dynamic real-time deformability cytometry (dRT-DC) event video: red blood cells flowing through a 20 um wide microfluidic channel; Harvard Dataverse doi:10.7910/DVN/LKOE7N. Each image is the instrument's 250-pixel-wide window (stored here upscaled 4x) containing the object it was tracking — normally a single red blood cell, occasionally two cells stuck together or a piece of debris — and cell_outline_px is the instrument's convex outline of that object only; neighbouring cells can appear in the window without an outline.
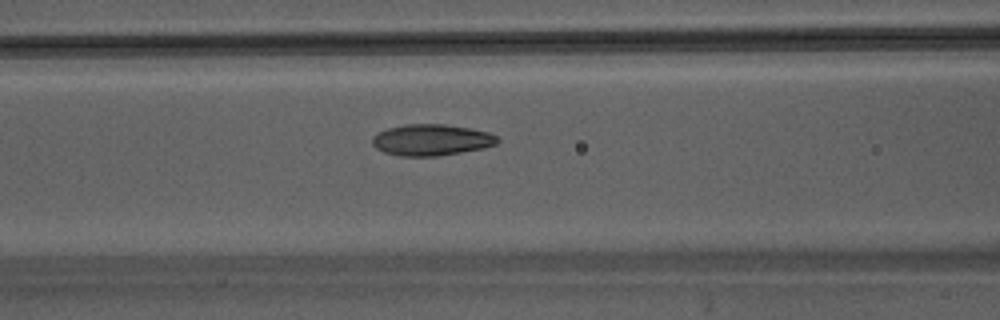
{"species": "Egyptian fruit bat (a non-hibernating species)", "species_latin": "Rousettus aegyptiacus", "temperature_condition": "warm", "stored_images_in_passage": 31, "camera_frame_rate_fps": 3000, "um_per_image_px": 0.085, "animal": {"sex": "male"}, "frame": {"image": 1, "passage_image": 6, "time_ms": 1.667, "image_size_px": [1000, 320], "cell_outline_px": [[500, 140], [496, 144], [484, 148], [436, 156], [400, 156], [384, 152], [376, 148], [372, 144], [372, 136], [388, 128], [404, 124], [444, 124], [472, 128], [488, 132], [496, 136]], "centroid_in_image_um": [36.67, 11.89], "position_along_channel_um": 129.9, "area_um2": 22.83}}
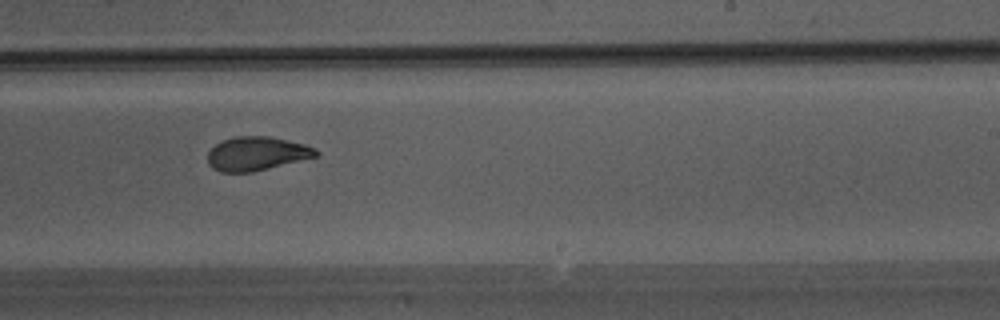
{"frame": {"image": 2, "passage_image": 15, "time_ms": 4.667, "image_size_px": [1000, 320], "cell_outline_px": [[320, 152], [316, 156], [252, 172], [220, 172], [212, 168], [208, 164], [208, 152], [220, 140], [236, 136], [268, 136], [304, 144], [316, 148]], "centroid_in_image_um": [21.78, 13.05], "position_along_channel_um": 267.2, "area_um2": 21.21}}
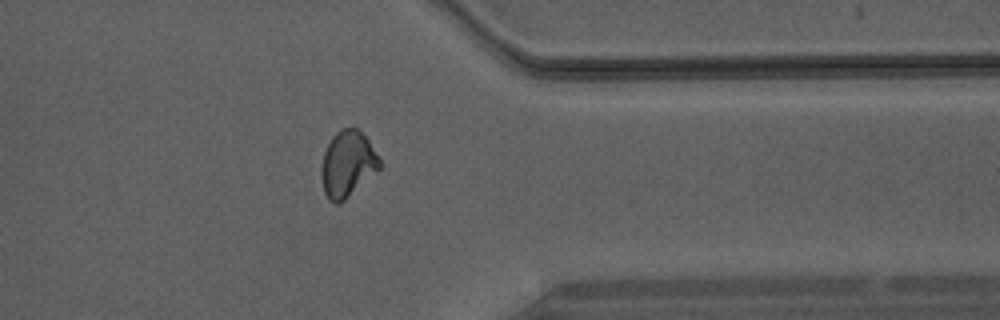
{"frame": {"image": 3, "passage_image": 23, "time_ms": 7.333, "image_size_px": [1000, 320], "cell_outline_px": [[384, 164], [380, 168], [340, 204], [336, 204], [328, 200], [324, 192], [320, 172], [324, 152], [332, 136], [340, 128], [356, 128], [368, 140]], "centroid_in_image_um": [29.54, 13.95], "position_along_channel_um": 381.9, "area_um2": 22.43}}